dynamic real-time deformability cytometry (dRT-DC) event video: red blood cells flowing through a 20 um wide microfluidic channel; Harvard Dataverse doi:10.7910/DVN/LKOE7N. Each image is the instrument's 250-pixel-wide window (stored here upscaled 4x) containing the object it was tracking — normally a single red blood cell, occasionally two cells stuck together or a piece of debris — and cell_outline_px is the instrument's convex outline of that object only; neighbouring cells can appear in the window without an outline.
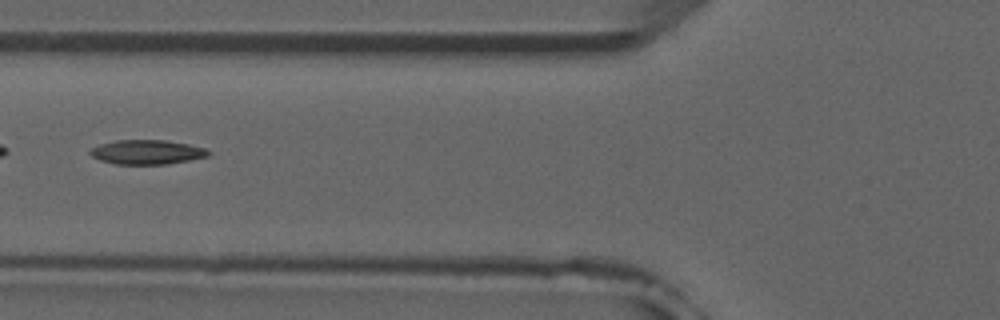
{"species": "common noctule bat (a hibernating species)", "species_latin": "Nyctalus noctula", "temperature_condition": "room temperature", "stored_images_in_passage": 3, "camera_frame_rate_fps": 3000, "um_per_image_px": 0.085, "animal": {"sex": "male", "forearm_length_mm": 52.5}, "frame": {"image": 1, "passage_image": 2, "time_ms": 1.333, "image_size_px": [1000, 320], "cell_outline_px": [[212, 152], [208, 156], [168, 164], [116, 164], [100, 160], [92, 156], [88, 152], [92, 148], [100, 144], [116, 140], [164, 140], [188, 144], [204, 148]], "centroid_in_image_um": [12.48, 12.93], "position_along_channel_um": 113.3, "area_um2": 16.7}}
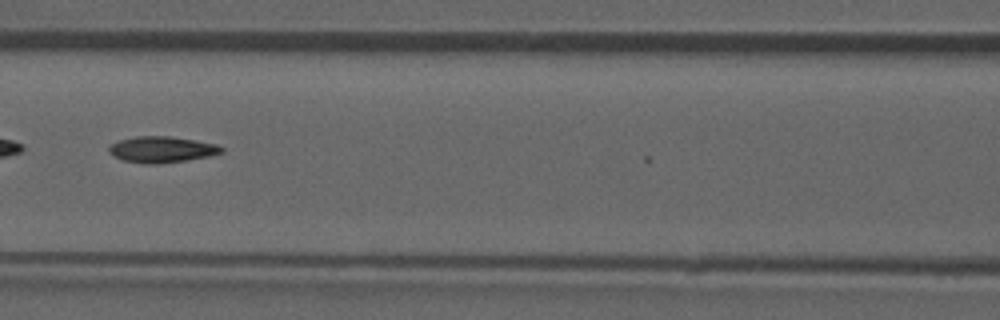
{"frame": {"image": 2, "passage_image": 3, "time_ms": 2.333, "image_size_px": [1000, 320], "cell_outline_px": [[224, 152], [208, 156], [184, 160], [156, 164], [144, 164], [124, 160], [112, 156], [108, 152], [108, 148], [112, 144], [120, 140], [136, 136], [168, 136], [216, 144], [224, 148]], "centroid_in_image_um": [13.72, 12.71], "position_along_channel_um": 152.9, "area_um2": 16.94}}